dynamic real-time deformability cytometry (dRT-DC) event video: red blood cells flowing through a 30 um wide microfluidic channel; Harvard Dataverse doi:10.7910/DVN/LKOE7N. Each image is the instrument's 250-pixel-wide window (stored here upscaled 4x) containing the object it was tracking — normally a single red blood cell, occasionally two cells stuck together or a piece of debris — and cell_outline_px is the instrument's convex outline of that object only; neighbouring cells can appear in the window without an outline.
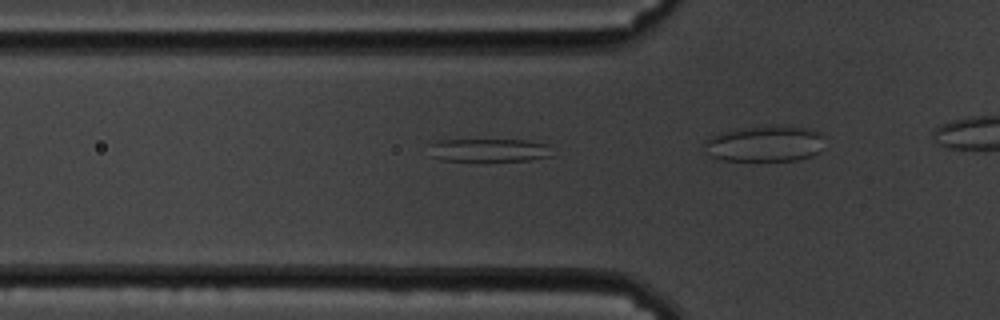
{"species": "common noctule bat (a hibernating species)", "species_latin": "Nyctalus noctula", "temperature_condition": "cold", "stored_images_in_passage": 15, "camera_frame_rate_fps": 3000, "um_per_image_px": 0.085, "animal": {"sex": "male", "body_mass_g": 19.5, "forearm_length_mm": 54.6}, "frame": {"image": 1, "passage_image": 11, "time_ms": 3.333, "image_size_px": [1000, 320], "cell_outline_px": [[552, 156], [528, 160], [440, 160], [432, 156], [428, 144], [436, 140], [524, 140], [548, 144]], "centroid_in_image_um": [41.53, 12.75], "position_along_channel_um": 84.3, "area_um2": 16.42}}